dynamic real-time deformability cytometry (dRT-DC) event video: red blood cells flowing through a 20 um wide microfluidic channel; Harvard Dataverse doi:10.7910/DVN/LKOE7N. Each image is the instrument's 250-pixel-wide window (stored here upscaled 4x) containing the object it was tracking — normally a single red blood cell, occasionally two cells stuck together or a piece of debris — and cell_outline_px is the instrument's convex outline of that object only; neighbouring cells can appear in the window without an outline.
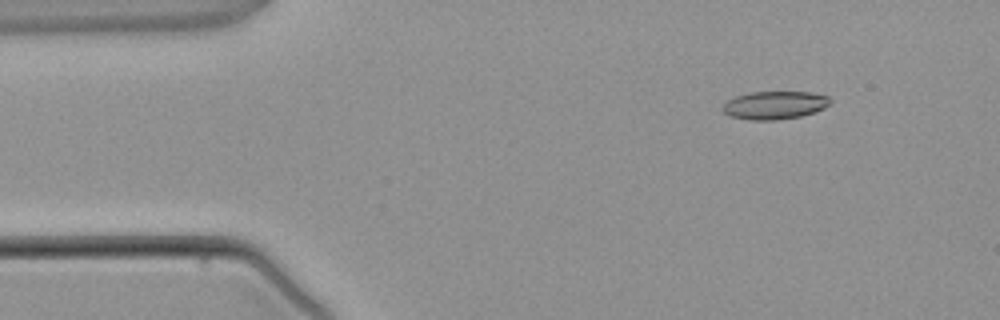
{"species": "common noctule bat (a hibernating species)", "species_latin": "Nyctalus noctula", "temperature_condition": "warm", "stored_images_in_passage": 4, "camera_frame_rate_fps": 3000, "um_per_image_px": 0.085, "animal": {"sex": "male", "body_mass_g": 21.5, "forearm_length_mm": 52.0}, "frame": {"image": 1, "passage_image": 1, "time_ms": 0.0, "image_size_px": [1000, 320], "cell_outline_px": [[832, 100], [824, 108], [816, 112], [800, 116], [776, 120], [748, 120], [728, 116], [720, 108], [728, 100], [736, 96], [748, 92], [812, 92], [828, 96]], "centroid_in_image_um": [65.82, 8.94], "position_along_channel_um": 19.2, "area_um2": 17.74}}
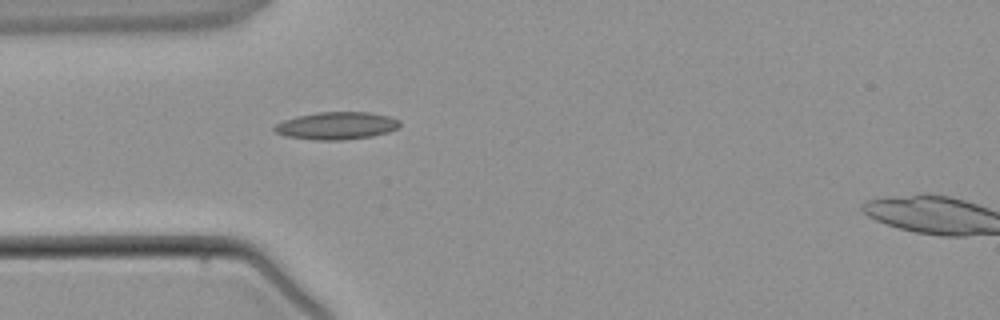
{"frame": {"image": 2, "passage_image": 3, "time_ms": 2.333, "image_size_px": [1000, 320], "cell_outline_px": [[400, 128], [388, 132], [372, 136], [344, 140], [312, 140], [284, 136], [276, 132], [272, 128], [276, 124], [284, 120], [296, 116], [316, 112], [368, 112], [392, 116], [400, 120]], "centroid_in_image_um": [28.63, 10.68], "position_along_channel_um": 56.4, "area_um2": 20.4}}